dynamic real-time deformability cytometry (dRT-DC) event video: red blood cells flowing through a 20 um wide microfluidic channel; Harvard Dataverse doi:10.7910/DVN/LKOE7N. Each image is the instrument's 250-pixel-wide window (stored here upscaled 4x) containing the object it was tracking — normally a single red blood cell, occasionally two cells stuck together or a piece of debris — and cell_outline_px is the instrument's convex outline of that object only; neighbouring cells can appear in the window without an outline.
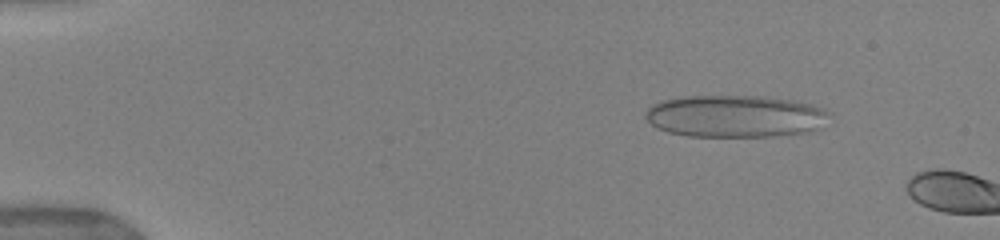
{"species": "human", "species_latin": "Homo sapiens", "temperature_condition": "warm", "stored_images_in_passage": 6, "camera_frame_rate_fps": 3000, "um_per_image_px": 0.085, "donor": {"sex": "female"}, "frame": {"image": 1, "passage_image": 2, "time_ms": 0.333, "image_size_px": [1000, 240], "cell_outline_px": [[824, 112], [820, 128], [804, 132], [772, 136], [688, 136], [668, 132], [652, 124], [644, 116], [648, 108], [652, 104], [664, 100], [684, 96], [760, 96], [792, 100], [808, 104], [820, 108]], "centroid_in_image_um": [62.38, 9.87], "position_along_channel_um": 22.6, "area_um2": 44.27}}